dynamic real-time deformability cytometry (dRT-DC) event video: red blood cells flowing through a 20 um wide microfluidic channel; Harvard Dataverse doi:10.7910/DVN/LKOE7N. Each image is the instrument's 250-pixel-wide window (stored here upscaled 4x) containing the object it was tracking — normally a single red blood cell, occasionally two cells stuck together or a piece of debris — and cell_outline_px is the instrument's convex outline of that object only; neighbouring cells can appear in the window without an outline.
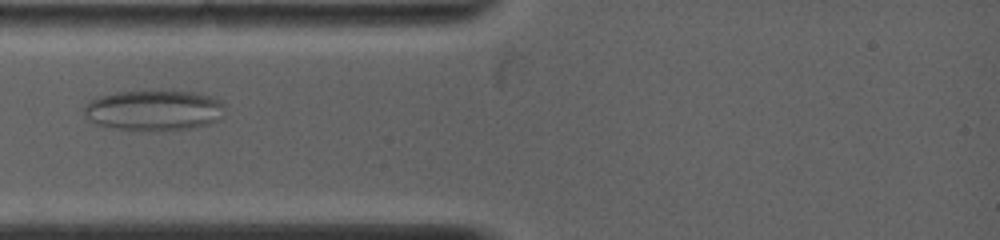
{"species": "common noctule bat (a hibernating species)", "species_latin": "Nyctalus noctula", "temperature_condition": "warm", "stored_images_in_passage": 32, "camera_frame_rate_fps": 5000, "um_per_image_px": 0.085, "animal": {"sex": "female", "body_mass_g": 19.0, "forearm_length_mm": 53.3}, "frame": {"image": 1, "passage_image": 6, "time_ms": 3.0, "image_size_px": [1000, 240], "cell_outline_px": [[224, 116], [220, 120], [208, 124], [192, 128], [160, 132], [116, 128], [96, 124], [84, 112], [84, 108], [88, 100], [100, 96], [116, 92], [196, 92], [212, 96], [220, 100], [224, 104]], "centroid_in_image_um": [13.15, 9.4], "position_along_channel_um": 71.8, "area_um2": 33.35}}
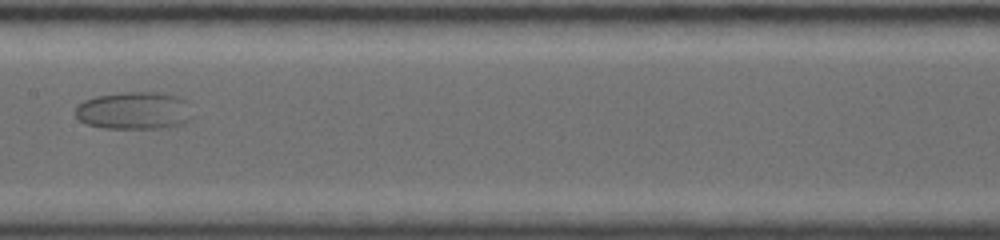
{"frame": {"image": 2, "passage_image": 12, "time_ms": 6.4, "image_size_px": [1000, 240], "cell_outline_px": [[192, 120], [184, 124], [168, 128], [104, 128], [88, 124], [80, 120], [76, 116], [76, 108], [84, 100], [96, 96], [120, 92], [156, 92], [176, 96], [188, 100]], "centroid_in_image_um": [11.46, 9.4], "position_along_channel_um": 195.9, "area_um2": 25.84}}
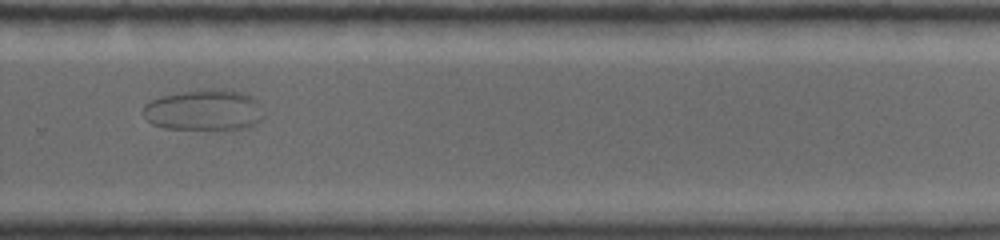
{"frame": {"image": 3, "passage_image": 19, "time_ms": 9.6, "image_size_px": [1000, 240], "cell_outline_px": [[264, 116], [256, 124], [244, 128], [168, 128], [152, 124], [144, 116], [144, 104], [160, 96], [180, 92], [208, 88], [240, 92], [256, 96], [260, 104]], "centroid_in_image_um": [17.38, 9.33], "position_along_channel_um": 312.4, "area_um2": 28.55}}